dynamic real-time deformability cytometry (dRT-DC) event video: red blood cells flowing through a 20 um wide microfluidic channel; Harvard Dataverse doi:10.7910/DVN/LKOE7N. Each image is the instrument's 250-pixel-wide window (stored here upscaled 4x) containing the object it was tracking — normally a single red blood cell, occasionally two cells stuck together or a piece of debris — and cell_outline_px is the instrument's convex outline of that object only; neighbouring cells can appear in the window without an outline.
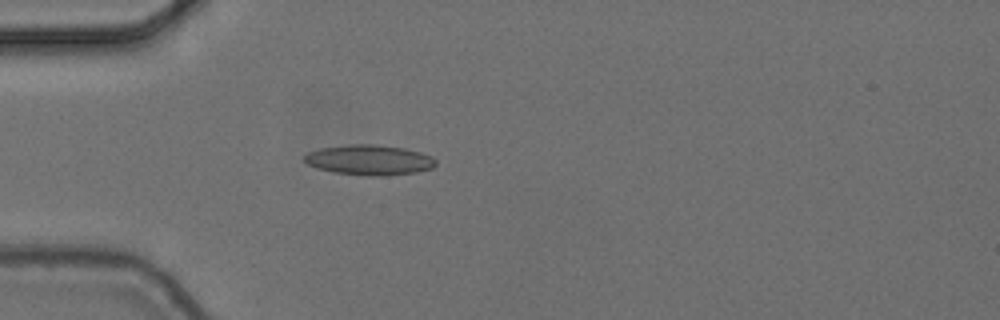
{"species": "common noctule bat (a hibernating species)", "species_latin": "Nyctalus noctula", "temperature_condition": "cold", "stored_images_in_passage": 4, "camera_frame_rate_fps": 3000, "um_per_image_px": 0.085, "animal": {"sex": "female", "body_mass_g": 24.6, "forearm_length_mm": 56.2}, "frame": {"image": 1, "passage_image": 4, "time_ms": 1.0, "image_size_px": [1000, 320], "cell_outline_px": [[436, 164], [432, 168], [416, 172], [380, 176], [368, 176], [336, 172], [316, 168], [308, 164], [304, 160], [304, 156], [308, 152], [320, 148], [348, 144], [376, 144], [404, 148], [420, 152], [432, 156], [436, 160]], "centroid_in_image_um": [31.4, 13.59], "position_along_channel_um": 53.6, "area_um2": 23.12}}